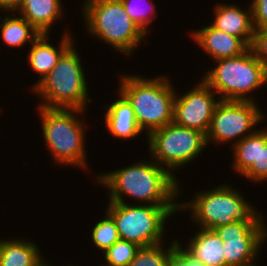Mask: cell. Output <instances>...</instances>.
Instances as JSON below:
<instances>
[{
	"label": "cell",
	"mask_w": 267,
	"mask_h": 266,
	"mask_svg": "<svg viewBox=\"0 0 267 266\" xmlns=\"http://www.w3.org/2000/svg\"><path fill=\"white\" fill-rule=\"evenodd\" d=\"M96 178L109 190L111 202L124 203V196L128 195L144 205H179V202H173L180 189L178 181L155 161L141 160L116 171L101 173Z\"/></svg>",
	"instance_id": "cell-1"
},
{
	"label": "cell",
	"mask_w": 267,
	"mask_h": 266,
	"mask_svg": "<svg viewBox=\"0 0 267 266\" xmlns=\"http://www.w3.org/2000/svg\"><path fill=\"white\" fill-rule=\"evenodd\" d=\"M121 78L118 91L131 103L138 126L147 136L173 122L176 91L166 76L146 79L133 74Z\"/></svg>",
	"instance_id": "cell-2"
},
{
	"label": "cell",
	"mask_w": 267,
	"mask_h": 266,
	"mask_svg": "<svg viewBox=\"0 0 267 266\" xmlns=\"http://www.w3.org/2000/svg\"><path fill=\"white\" fill-rule=\"evenodd\" d=\"M237 189L229 185L198 192L194 199L179 203V209L190 210L191 220L199 228L215 230L232 222H264L261 214Z\"/></svg>",
	"instance_id": "cell-3"
},
{
	"label": "cell",
	"mask_w": 267,
	"mask_h": 266,
	"mask_svg": "<svg viewBox=\"0 0 267 266\" xmlns=\"http://www.w3.org/2000/svg\"><path fill=\"white\" fill-rule=\"evenodd\" d=\"M81 58L72 44L61 56L55 67L33 89L44 103L40 107L79 109L85 111L88 98V83Z\"/></svg>",
	"instance_id": "cell-4"
},
{
	"label": "cell",
	"mask_w": 267,
	"mask_h": 266,
	"mask_svg": "<svg viewBox=\"0 0 267 266\" xmlns=\"http://www.w3.org/2000/svg\"><path fill=\"white\" fill-rule=\"evenodd\" d=\"M42 131L47 148L54 163L88 168L86 164V144L84 121L75 113L79 109L40 107ZM77 117V118H76Z\"/></svg>",
	"instance_id": "cell-5"
},
{
	"label": "cell",
	"mask_w": 267,
	"mask_h": 266,
	"mask_svg": "<svg viewBox=\"0 0 267 266\" xmlns=\"http://www.w3.org/2000/svg\"><path fill=\"white\" fill-rule=\"evenodd\" d=\"M82 6L88 33L109 43L126 56L146 34L126 13L121 0H86Z\"/></svg>",
	"instance_id": "cell-6"
},
{
	"label": "cell",
	"mask_w": 267,
	"mask_h": 266,
	"mask_svg": "<svg viewBox=\"0 0 267 266\" xmlns=\"http://www.w3.org/2000/svg\"><path fill=\"white\" fill-rule=\"evenodd\" d=\"M215 62L217 66L202 80L220 95V100L254 101L248 94L267 83V71L250 48L239 56Z\"/></svg>",
	"instance_id": "cell-7"
},
{
	"label": "cell",
	"mask_w": 267,
	"mask_h": 266,
	"mask_svg": "<svg viewBox=\"0 0 267 266\" xmlns=\"http://www.w3.org/2000/svg\"><path fill=\"white\" fill-rule=\"evenodd\" d=\"M107 213L115 222L121 240L147 247L163 243L165 223L179 211V205H129L127 202H108Z\"/></svg>",
	"instance_id": "cell-8"
},
{
	"label": "cell",
	"mask_w": 267,
	"mask_h": 266,
	"mask_svg": "<svg viewBox=\"0 0 267 266\" xmlns=\"http://www.w3.org/2000/svg\"><path fill=\"white\" fill-rule=\"evenodd\" d=\"M147 139L152 160L166 168L175 178L172 170L191 163L207 145L204 133L174 122L152 131Z\"/></svg>",
	"instance_id": "cell-9"
},
{
	"label": "cell",
	"mask_w": 267,
	"mask_h": 266,
	"mask_svg": "<svg viewBox=\"0 0 267 266\" xmlns=\"http://www.w3.org/2000/svg\"><path fill=\"white\" fill-rule=\"evenodd\" d=\"M260 110L255 101L220 100L214 110L206 135L207 145L210 142L213 143L212 141L216 144H224L234 139V144H236L246 136L253 134L256 130L253 131L252 127L266 118Z\"/></svg>",
	"instance_id": "cell-10"
},
{
	"label": "cell",
	"mask_w": 267,
	"mask_h": 266,
	"mask_svg": "<svg viewBox=\"0 0 267 266\" xmlns=\"http://www.w3.org/2000/svg\"><path fill=\"white\" fill-rule=\"evenodd\" d=\"M224 241L227 266H256L254 260L267 240L264 222H232L215 229Z\"/></svg>",
	"instance_id": "cell-11"
},
{
	"label": "cell",
	"mask_w": 267,
	"mask_h": 266,
	"mask_svg": "<svg viewBox=\"0 0 267 266\" xmlns=\"http://www.w3.org/2000/svg\"><path fill=\"white\" fill-rule=\"evenodd\" d=\"M214 94L216 95V92L203 80L183 96L176 92L173 122L176 125L198 130L207 135L214 110L220 102ZM216 99L218 100L216 101Z\"/></svg>",
	"instance_id": "cell-12"
},
{
	"label": "cell",
	"mask_w": 267,
	"mask_h": 266,
	"mask_svg": "<svg viewBox=\"0 0 267 266\" xmlns=\"http://www.w3.org/2000/svg\"><path fill=\"white\" fill-rule=\"evenodd\" d=\"M214 8V21L210 25L217 30L240 38L250 47L254 35L252 7L245 12L237 5L216 4Z\"/></svg>",
	"instance_id": "cell-13"
},
{
	"label": "cell",
	"mask_w": 267,
	"mask_h": 266,
	"mask_svg": "<svg viewBox=\"0 0 267 266\" xmlns=\"http://www.w3.org/2000/svg\"><path fill=\"white\" fill-rule=\"evenodd\" d=\"M197 45L214 60L236 57L249 47L238 37L217 30L211 25L190 33Z\"/></svg>",
	"instance_id": "cell-14"
},
{
	"label": "cell",
	"mask_w": 267,
	"mask_h": 266,
	"mask_svg": "<svg viewBox=\"0 0 267 266\" xmlns=\"http://www.w3.org/2000/svg\"><path fill=\"white\" fill-rule=\"evenodd\" d=\"M48 38L49 34H41L31 44L32 47L28 53V63L31 69L40 75V80L33 85L32 90L48 75L62 54L73 44V39L69 33L64 34L58 48L49 44Z\"/></svg>",
	"instance_id": "cell-15"
},
{
	"label": "cell",
	"mask_w": 267,
	"mask_h": 266,
	"mask_svg": "<svg viewBox=\"0 0 267 266\" xmlns=\"http://www.w3.org/2000/svg\"><path fill=\"white\" fill-rule=\"evenodd\" d=\"M119 98L107 106L105 112L106 128L113 137L119 139L136 138L143 132L137 123L134 110L128 99L118 91Z\"/></svg>",
	"instance_id": "cell-16"
},
{
	"label": "cell",
	"mask_w": 267,
	"mask_h": 266,
	"mask_svg": "<svg viewBox=\"0 0 267 266\" xmlns=\"http://www.w3.org/2000/svg\"><path fill=\"white\" fill-rule=\"evenodd\" d=\"M223 244L215 230L200 228L183 249L205 266H227Z\"/></svg>",
	"instance_id": "cell-17"
},
{
	"label": "cell",
	"mask_w": 267,
	"mask_h": 266,
	"mask_svg": "<svg viewBox=\"0 0 267 266\" xmlns=\"http://www.w3.org/2000/svg\"><path fill=\"white\" fill-rule=\"evenodd\" d=\"M61 0H22L15 15H21L41 34H49L55 21L62 17ZM57 19V20H56Z\"/></svg>",
	"instance_id": "cell-18"
},
{
	"label": "cell",
	"mask_w": 267,
	"mask_h": 266,
	"mask_svg": "<svg viewBox=\"0 0 267 266\" xmlns=\"http://www.w3.org/2000/svg\"><path fill=\"white\" fill-rule=\"evenodd\" d=\"M39 251L32 241L0 240V266H36L43 259Z\"/></svg>",
	"instance_id": "cell-19"
},
{
	"label": "cell",
	"mask_w": 267,
	"mask_h": 266,
	"mask_svg": "<svg viewBox=\"0 0 267 266\" xmlns=\"http://www.w3.org/2000/svg\"><path fill=\"white\" fill-rule=\"evenodd\" d=\"M0 17L2 41L9 47H21L27 42L30 45L41 35L27 20L23 17H12L8 14L3 20Z\"/></svg>",
	"instance_id": "cell-20"
},
{
	"label": "cell",
	"mask_w": 267,
	"mask_h": 266,
	"mask_svg": "<svg viewBox=\"0 0 267 266\" xmlns=\"http://www.w3.org/2000/svg\"><path fill=\"white\" fill-rule=\"evenodd\" d=\"M234 162L232 168L241 176L257 163L259 155V130L233 145Z\"/></svg>",
	"instance_id": "cell-21"
},
{
	"label": "cell",
	"mask_w": 267,
	"mask_h": 266,
	"mask_svg": "<svg viewBox=\"0 0 267 266\" xmlns=\"http://www.w3.org/2000/svg\"><path fill=\"white\" fill-rule=\"evenodd\" d=\"M178 243L179 240H174L167 250L163 249L162 243L140 247L129 266H167L170 252Z\"/></svg>",
	"instance_id": "cell-22"
},
{
	"label": "cell",
	"mask_w": 267,
	"mask_h": 266,
	"mask_svg": "<svg viewBox=\"0 0 267 266\" xmlns=\"http://www.w3.org/2000/svg\"><path fill=\"white\" fill-rule=\"evenodd\" d=\"M92 228V241L101 251H106L114 243L120 240L115 222L107 214Z\"/></svg>",
	"instance_id": "cell-23"
},
{
	"label": "cell",
	"mask_w": 267,
	"mask_h": 266,
	"mask_svg": "<svg viewBox=\"0 0 267 266\" xmlns=\"http://www.w3.org/2000/svg\"><path fill=\"white\" fill-rule=\"evenodd\" d=\"M139 248L136 243L120 239L104 252L107 263L102 266H129Z\"/></svg>",
	"instance_id": "cell-24"
},
{
	"label": "cell",
	"mask_w": 267,
	"mask_h": 266,
	"mask_svg": "<svg viewBox=\"0 0 267 266\" xmlns=\"http://www.w3.org/2000/svg\"><path fill=\"white\" fill-rule=\"evenodd\" d=\"M252 181H267V129L259 130V155L257 163L242 175Z\"/></svg>",
	"instance_id": "cell-25"
},
{
	"label": "cell",
	"mask_w": 267,
	"mask_h": 266,
	"mask_svg": "<svg viewBox=\"0 0 267 266\" xmlns=\"http://www.w3.org/2000/svg\"><path fill=\"white\" fill-rule=\"evenodd\" d=\"M142 1L143 2H141V0H121V2L123 3L125 7L126 13L140 27V29L147 35L148 34L147 32L149 30L148 25L151 24L153 20L152 16L150 17V15H152V13L157 12V11H155V3H152L150 5L152 7L151 14L148 15L149 11L147 12L146 7H144L142 4H144L145 1L149 2L150 0H142ZM148 4L149 3H147V5Z\"/></svg>",
	"instance_id": "cell-26"
},
{
	"label": "cell",
	"mask_w": 267,
	"mask_h": 266,
	"mask_svg": "<svg viewBox=\"0 0 267 266\" xmlns=\"http://www.w3.org/2000/svg\"><path fill=\"white\" fill-rule=\"evenodd\" d=\"M249 48L267 71V28L255 29Z\"/></svg>",
	"instance_id": "cell-27"
},
{
	"label": "cell",
	"mask_w": 267,
	"mask_h": 266,
	"mask_svg": "<svg viewBox=\"0 0 267 266\" xmlns=\"http://www.w3.org/2000/svg\"><path fill=\"white\" fill-rule=\"evenodd\" d=\"M178 243L170 252L167 266H205L200 261L194 259Z\"/></svg>",
	"instance_id": "cell-28"
},
{
	"label": "cell",
	"mask_w": 267,
	"mask_h": 266,
	"mask_svg": "<svg viewBox=\"0 0 267 266\" xmlns=\"http://www.w3.org/2000/svg\"><path fill=\"white\" fill-rule=\"evenodd\" d=\"M251 7L254 29L267 28V0H253Z\"/></svg>",
	"instance_id": "cell-29"
},
{
	"label": "cell",
	"mask_w": 267,
	"mask_h": 266,
	"mask_svg": "<svg viewBox=\"0 0 267 266\" xmlns=\"http://www.w3.org/2000/svg\"><path fill=\"white\" fill-rule=\"evenodd\" d=\"M21 5L22 0H0V9L2 11H10V13L12 11L13 14L18 11Z\"/></svg>",
	"instance_id": "cell-30"
},
{
	"label": "cell",
	"mask_w": 267,
	"mask_h": 266,
	"mask_svg": "<svg viewBox=\"0 0 267 266\" xmlns=\"http://www.w3.org/2000/svg\"><path fill=\"white\" fill-rule=\"evenodd\" d=\"M44 260L45 259H42L36 266H51L50 264H48V262H46V260Z\"/></svg>",
	"instance_id": "cell-31"
}]
</instances>
